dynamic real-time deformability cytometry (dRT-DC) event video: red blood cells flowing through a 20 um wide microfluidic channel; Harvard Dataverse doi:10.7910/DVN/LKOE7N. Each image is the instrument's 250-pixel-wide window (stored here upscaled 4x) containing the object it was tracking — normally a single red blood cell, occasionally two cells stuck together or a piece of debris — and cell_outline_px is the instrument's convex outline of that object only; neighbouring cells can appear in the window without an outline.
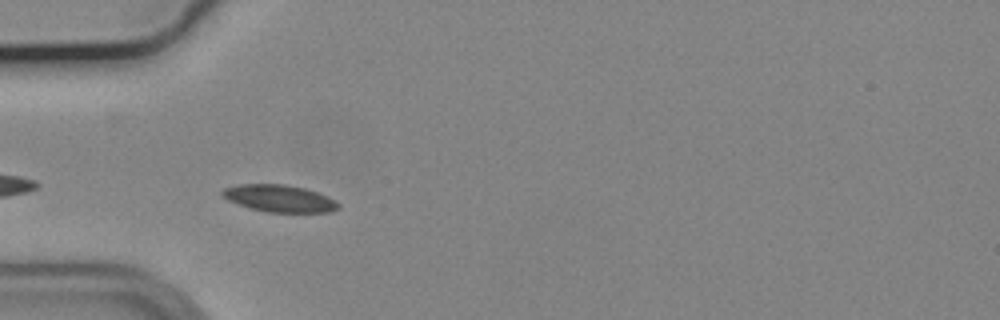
{"species": "common noctule bat (a hibernating species)", "species_latin": "Nyctalus noctula", "temperature_condition": "cold", "stored_images_in_passage": 9, "camera_frame_rate_fps": 3000, "um_per_image_px": 0.085, "animal": {"sex": "male", "body_mass_g": 19.2, "forearm_length_mm": 51.8}, "frame": {"image": 1, "passage_image": 3, "time_ms": 0.667, "image_size_px": [1000, 320], "cell_outline_px": [[340, 208], [328, 212], [268, 212], [252, 208], [228, 200], [220, 192], [224, 188], [240, 184], [284, 184], [304, 188], [328, 196], [340, 204]], "centroid_in_image_um": [23.77, 16.86], "position_along_channel_um": 61.2, "area_um2": 18.09}}
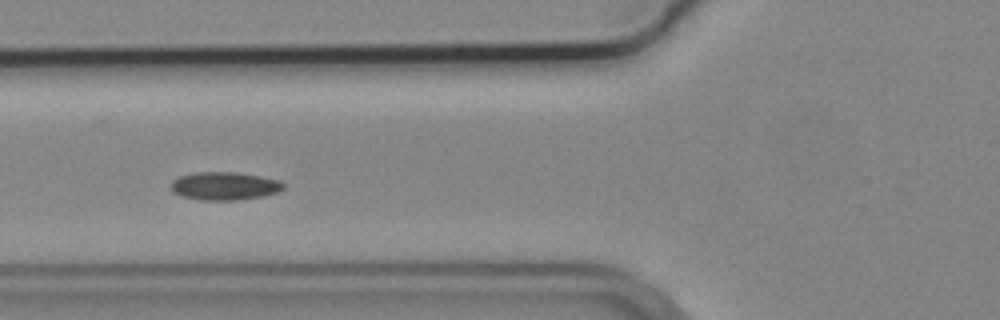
{"frame": {"image": 2, "passage_image": 7, "time_ms": 2.0, "image_size_px": [1000, 320], "cell_outline_px": [[284, 188], [280, 192], [264, 196], [240, 200], [200, 200], [184, 196], [172, 192], [172, 180], [180, 176], [196, 172], [236, 172], [260, 176], [276, 180], [284, 184]], "centroid_in_image_um": [19.1, 15.81], "position_along_channel_um": 106.7, "area_um2": 18.38}}